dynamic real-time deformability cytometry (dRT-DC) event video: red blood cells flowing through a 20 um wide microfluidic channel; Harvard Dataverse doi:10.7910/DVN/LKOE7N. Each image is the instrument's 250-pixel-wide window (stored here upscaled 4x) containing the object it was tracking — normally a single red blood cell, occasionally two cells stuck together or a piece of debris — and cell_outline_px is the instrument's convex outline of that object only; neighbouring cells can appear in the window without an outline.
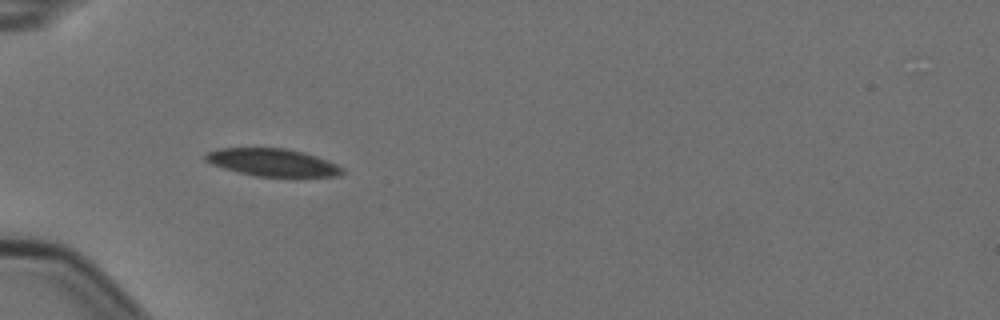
{"species": "Egyptian fruit bat (a non-hibernating species)", "species_latin": "Rousettus aegyptiacus", "temperature_condition": "cold", "stored_images_in_passage": 7, "camera_frame_rate_fps": 3000, "um_per_image_px": 0.085, "animal": {"sex": "female"}, "frame": {"image": 1, "passage_image": 6, "time_ms": 1.667, "image_size_px": [1000, 320], "cell_outline_px": [[344, 172], [340, 176], [256, 176], [224, 168], [212, 164], [204, 160], [204, 156], [208, 152], [220, 148], [288, 148], [304, 152], [316, 156], [336, 164], [344, 168]], "centroid_in_image_um": [23.18, 13.8], "position_along_channel_um": 61.8, "area_um2": 21.79}}
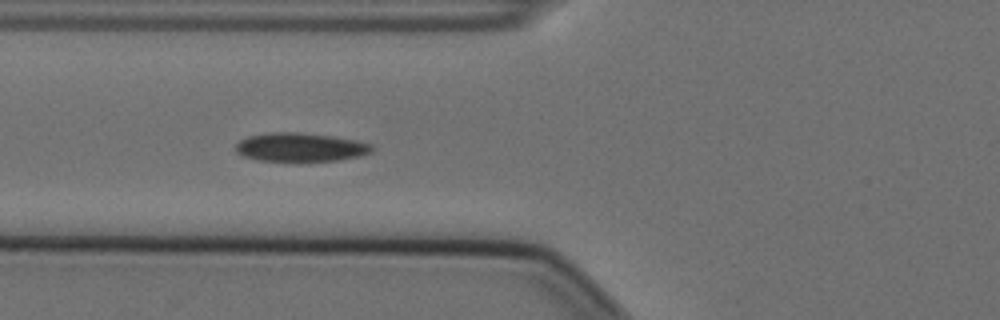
{"frame": {"image": 2, "passage_image": 7, "time_ms": 2.0, "image_size_px": [1000, 320], "cell_outline_px": [[372, 152], [360, 156], [336, 160], [260, 160], [244, 156], [236, 152], [236, 144], [240, 140], [248, 136], [268, 132], [300, 132], [332, 136], [356, 140], [372, 144]], "centroid_in_image_um": [25.53, 12.49], "position_along_channel_um": 100.3, "area_um2": 22.48}}